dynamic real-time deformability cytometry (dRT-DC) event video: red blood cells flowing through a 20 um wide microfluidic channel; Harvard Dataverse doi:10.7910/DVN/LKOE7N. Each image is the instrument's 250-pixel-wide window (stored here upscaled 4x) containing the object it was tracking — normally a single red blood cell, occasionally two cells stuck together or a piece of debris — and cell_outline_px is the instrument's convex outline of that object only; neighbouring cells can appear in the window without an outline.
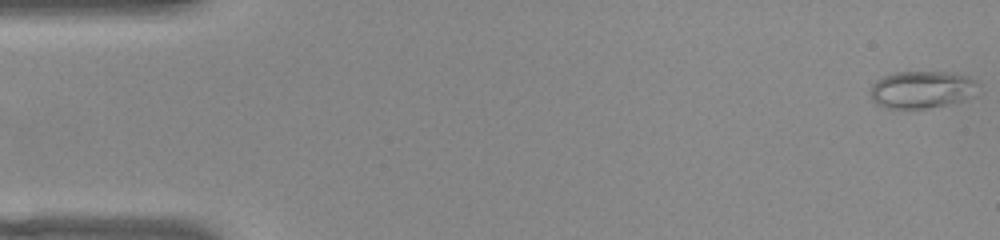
{"species": "common noctule bat (a hibernating species)", "species_latin": "Nyctalus noctula", "temperature_condition": "warm", "stored_images_in_passage": 52, "camera_frame_rate_fps": 3000, "um_per_image_px": 0.085, "animal": {"sex": "female", "body_mass_g": 22.0, "forearm_length_mm": 56.7}, "frame": {"image": 1, "passage_image": 1, "time_ms": 0.0, "image_size_px": [1000, 240], "cell_outline_px": [[972, 80], [964, 96], [960, 100], [948, 104], [924, 108], [884, 108], [876, 104], [872, 100], [872, 84], [876, 80], [892, 72], [952, 72], [968, 76]], "centroid_in_image_um": [78.14, 7.6], "position_along_channel_um": 6.9, "area_um2": 22.25}}
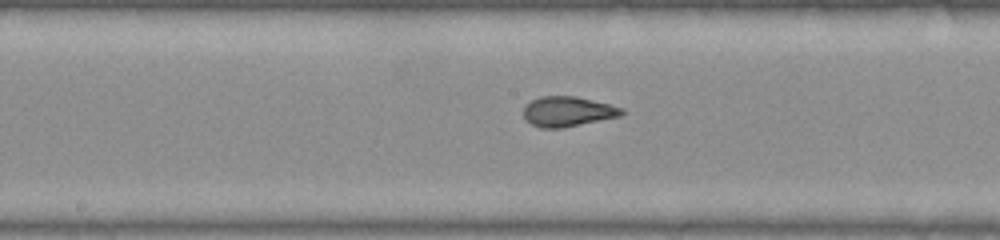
{"frame": {"image": 2, "passage_image": 26, "time_ms": 8.333, "image_size_px": [1000, 240], "cell_outline_px": [[624, 112], [620, 116], [564, 128], [540, 128], [524, 120], [524, 108], [532, 100], [540, 96], [576, 96], [624, 108]], "centroid_in_image_um": [48.25, 9.49], "position_along_channel_um": 200.0, "area_um2": 17.17}}
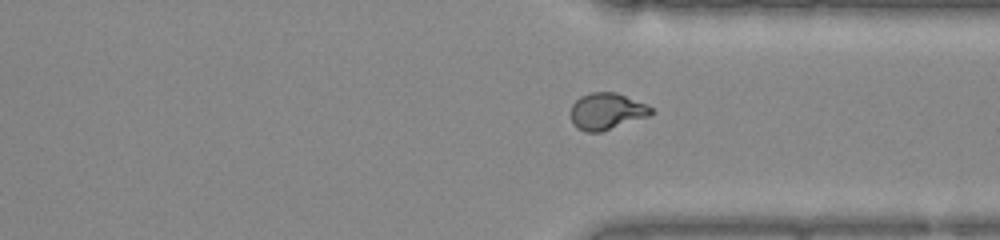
{"frame": {"image": 3, "passage_image": 38, "time_ms": 12.333, "image_size_px": [1000, 240], "cell_outline_px": [[656, 112], [648, 116], [600, 132], [584, 132], [576, 128], [572, 124], [572, 104], [580, 96], [592, 92], [616, 92], [648, 104]], "centroid_in_image_um": [51.58, 9.45], "position_along_channel_um": 359.8, "area_um2": 17.22}, "authors_computed_cell_mechanics": {"area_um2": 17.8024, "velocity_mm_per_s": 3.994, "shape_relaxation_time_tau1_ms": 10.1568, "shape_relaxation_time_tau2_ms": 0.5641, "deformation_change_tau1": 0.2643, "deformation_change_tau2": 0.0587}}